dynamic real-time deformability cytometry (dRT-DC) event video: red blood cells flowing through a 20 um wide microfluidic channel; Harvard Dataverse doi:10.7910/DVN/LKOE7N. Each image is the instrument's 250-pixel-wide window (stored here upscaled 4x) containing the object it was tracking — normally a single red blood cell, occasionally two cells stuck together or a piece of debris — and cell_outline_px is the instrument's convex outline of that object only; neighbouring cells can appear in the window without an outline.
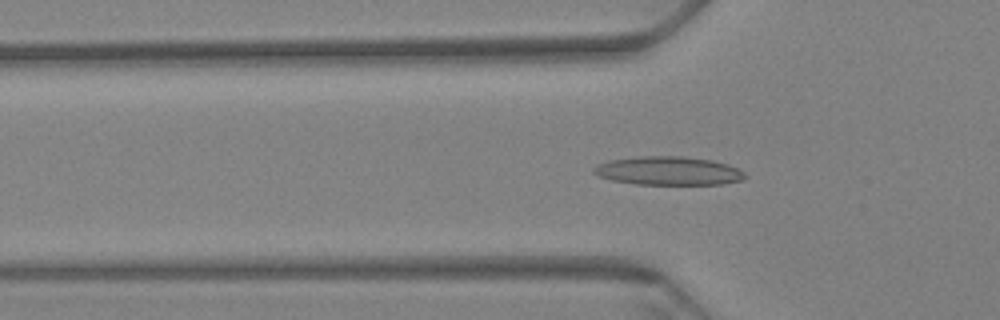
{"species": "Egyptian fruit bat (a non-hibernating species)", "species_latin": "Rousettus aegyptiacus", "temperature_condition": "warm", "stored_images_in_passage": 63, "camera_frame_rate_fps": 3000, "um_per_image_px": 0.085, "animal": {"sex": "female"}, "frame": {"image": 1, "passage_image": 21, "time_ms": 6.667, "image_size_px": [1000, 320], "cell_outline_px": [[748, 176], [740, 180], [720, 184], [636, 184], [612, 180], [600, 176], [592, 172], [592, 168], [608, 160], [640, 156], [684, 156], [712, 160], [728, 164], [744, 172]], "centroid_in_image_um": [56.81, 14.51], "position_along_channel_um": 69.0, "area_um2": 25.09}}
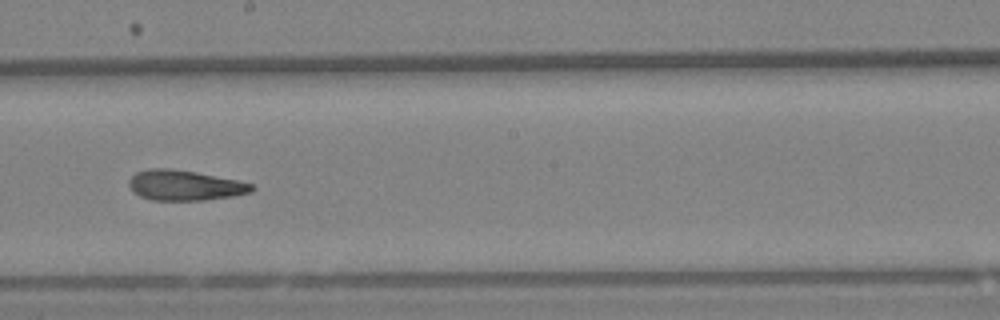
{"frame": {"image": 2, "passage_image": 36, "time_ms": 11.667, "image_size_px": [1000, 320], "cell_outline_px": [[256, 188], [252, 192], [232, 196], [204, 200], [152, 200], [140, 196], [128, 184], [128, 180], [136, 172], [148, 168], [172, 168], [196, 172], [236, 180], [252, 184]], "centroid_in_image_um": [15.7, 15.74], "position_along_channel_um": 232.5, "area_um2": 21.56}}
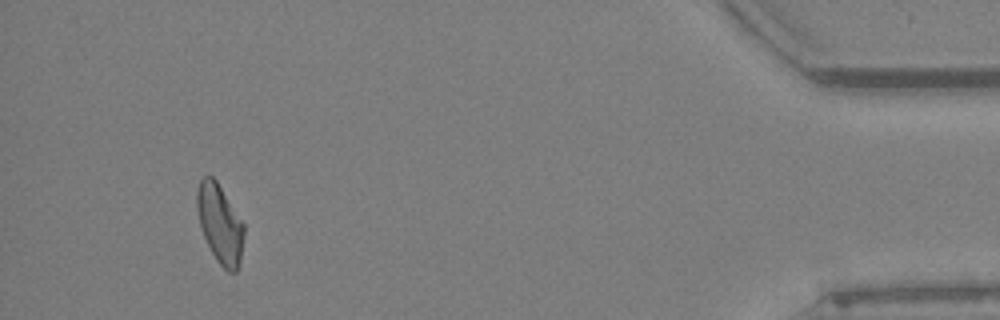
{"frame": {"image": 3, "passage_image": 59, "time_ms": 19.333, "image_size_px": [1000, 320], "cell_outline_px": [[244, 236], [240, 260], [236, 272], [228, 272], [216, 260], [200, 228], [196, 208], [196, 192], [200, 180], [204, 176], [212, 176], [216, 180], [244, 224]], "centroid_in_image_um": [18.68, 19.01], "position_along_channel_um": 416.5, "area_um2": 21.44}, "authors_computed_cell_mechanics": {"area_um2": 22.1374, "velocity_mm_per_s": 3.2852, "shape_relaxation_time_tau1_ms": null, "shape_relaxation_time_tau2_ms": 4.0217, "deformation_change_tau1": null, "deformation_change_tau2": 0.1349}}